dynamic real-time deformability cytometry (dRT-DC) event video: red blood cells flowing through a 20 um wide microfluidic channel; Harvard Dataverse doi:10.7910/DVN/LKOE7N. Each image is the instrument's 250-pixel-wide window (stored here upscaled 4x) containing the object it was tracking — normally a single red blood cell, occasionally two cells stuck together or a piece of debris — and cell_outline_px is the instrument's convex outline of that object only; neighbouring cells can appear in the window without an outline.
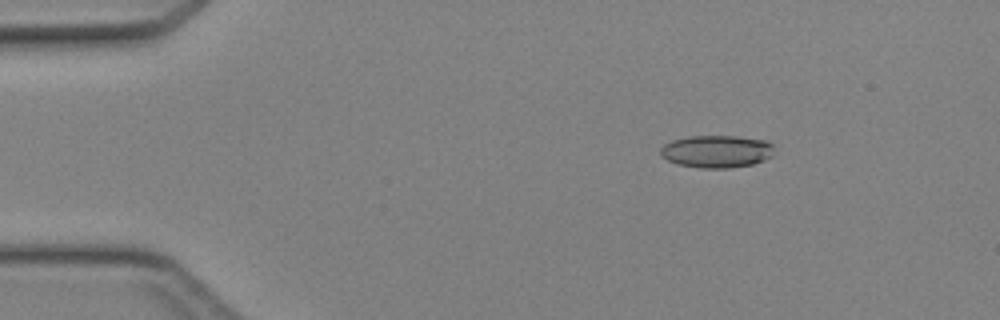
{"species": "Egyptian fruit bat (a non-hibernating species)", "species_latin": "Rousettus aegyptiacus", "temperature_condition": "cold", "stored_images_in_passage": 43, "camera_frame_rate_fps": 3000, "um_per_image_px": 0.085, "animal": {"sex": "female"}, "frame": {"image": 1, "passage_image": 4, "time_ms": 1.0, "image_size_px": [1000, 320], "cell_outline_px": [[772, 156], [764, 160], [752, 164], [728, 168], [700, 168], [676, 164], [660, 156], [660, 148], [664, 144], [672, 140], [688, 136], [736, 136], [768, 140], [772, 144]], "centroid_in_image_um": [60.89, 12.87], "position_along_channel_um": 24.1, "area_um2": 21.68}}
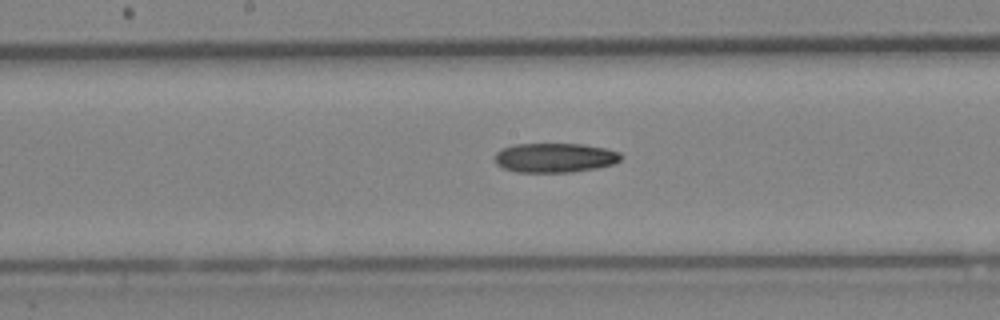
{"frame": {"image": 2, "passage_image": 21, "time_ms": 6.667, "image_size_px": [1000, 320], "cell_outline_px": [[624, 156], [620, 160], [612, 164], [596, 168], [572, 172], [516, 172], [504, 168], [496, 164], [496, 152], [512, 144], [584, 144], [604, 148], [620, 152]], "centroid_in_image_um": [47.18, 13.4], "position_along_channel_um": 201.0, "area_um2": 21.62}}
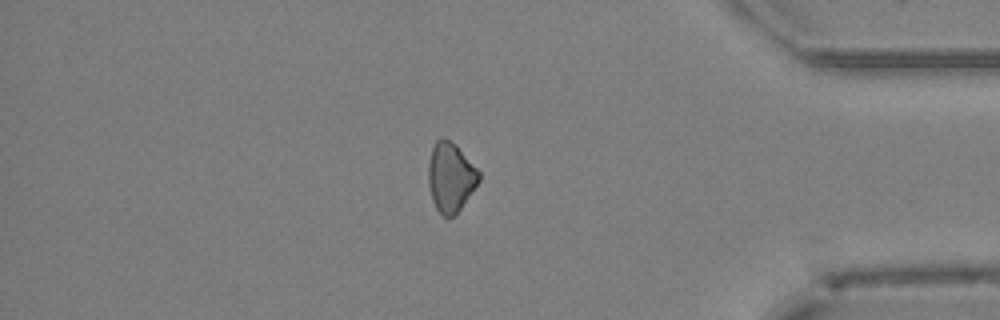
{"frame": {"image": 3, "passage_image": 36, "time_ms": 11.667, "image_size_px": [1000, 320], "cell_outline_px": [[480, 180], [456, 216], [448, 220], [436, 208], [432, 200], [428, 184], [428, 164], [432, 148], [436, 140], [440, 136], [444, 136], [456, 144], [480, 172]], "centroid_in_image_um": [38.29, 15.07], "position_along_channel_um": 396.9, "area_um2": 20.81}}